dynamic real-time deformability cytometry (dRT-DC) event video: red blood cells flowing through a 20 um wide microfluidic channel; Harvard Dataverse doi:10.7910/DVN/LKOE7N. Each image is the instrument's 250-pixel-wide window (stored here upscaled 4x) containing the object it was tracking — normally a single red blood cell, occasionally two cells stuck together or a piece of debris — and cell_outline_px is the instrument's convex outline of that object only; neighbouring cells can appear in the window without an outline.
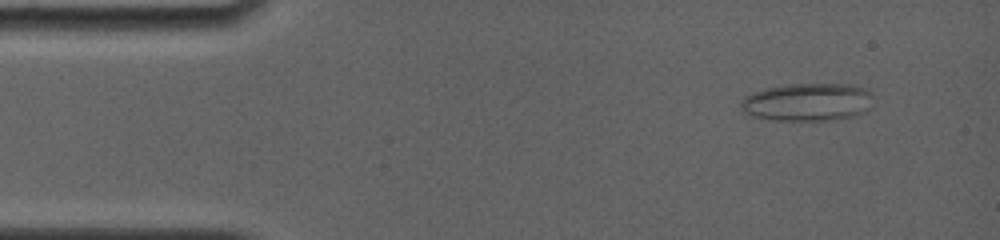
{"species": "common noctule bat (a hibernating species)", "species_latin": "Nyctalus noctula", "temperature_condition": "room temperature", "stored_images_in_passage": 5, "camera_frame_rate_fps": 4000, "um_per_image_px": 0.085, "animal": {"sex": "female", "body_mass_g": 19.0, "forearm_length_mm": 56.7}, "frame": {"image": 1, "passage_image": 2, "time_ms": 1.0, "image_size_px": [1000, 240], "cell_outline_px": [[876, 96], [868, 108], [864, 112], [852, 116], [824, 120], [772, 120], [752, 116], [744, 112], [740, 104], [744, 96], [752, 92], [764, 88], [784, 84], [852, 84], [868, 88]], "centroid_in_image_um": [68.66, 8.65], "position_along_channel_um": 16.3, "area_um2": 29.59}}
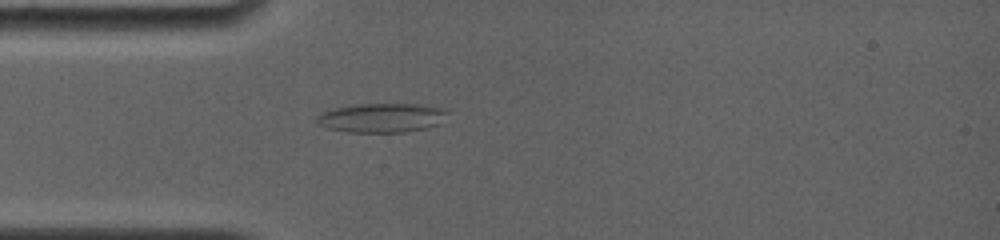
{"frame": {"image": 2, "passage_image": 5, "time_ms": 4.0, "image_size_px": [1000, 240], "cell_outline_px": [[448, 112], [440, 124], [424, 128], [404, 132], [348, 132], [328, 128], [320, 124], [316, 120], [316, 116], [332, 108], [352, 104], [416, 104], [444, 108]], "centroid_in_image_um": [32.44, 10.0], "position_along_channel_um": 52.6, "area_um2": 22.2}}